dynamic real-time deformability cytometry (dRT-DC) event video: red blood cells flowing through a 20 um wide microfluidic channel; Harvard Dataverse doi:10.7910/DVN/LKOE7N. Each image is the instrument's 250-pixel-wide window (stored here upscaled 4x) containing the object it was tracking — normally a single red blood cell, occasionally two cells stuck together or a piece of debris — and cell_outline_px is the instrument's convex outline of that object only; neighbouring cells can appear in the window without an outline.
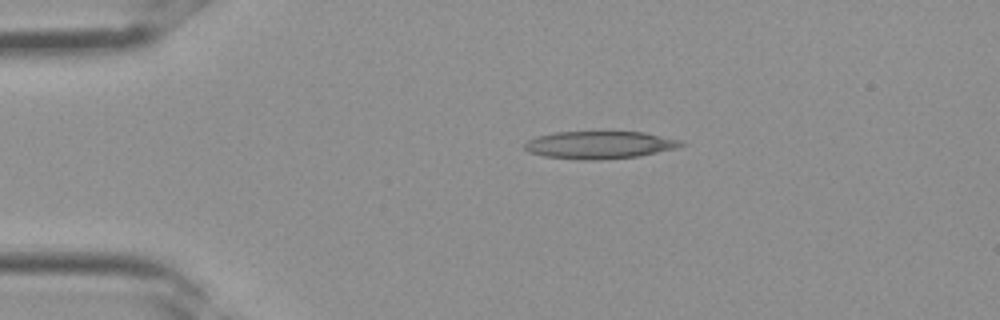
{"species": "Egyptian fruit bat (a non-hibernating species)", "species_latin": "Rousettus aegyptiacus", "temperature_condition": "room temperature", "stored_images_in_passage": 3, "camera_frame_rate_fps": 3000, "um_per_image_px": 0.085, "frame": {"image": 1, "passage_image": 3, "time_ms": 0.667, "image_size_px": [1000, 320], "cell_outline_px": [[688, 144], [680, 148], [640, 156], [596, 160], [580, 160], [544, 156], [528, 152], [524, 148], [524, 144], [528, 140], [536, 136], [552, 132], [644, 132], [680, 140]], "centroid_in_image_um": [50.99, 12.32], "position_along_channel_um": 34.0, "area_um2": 25.43}}